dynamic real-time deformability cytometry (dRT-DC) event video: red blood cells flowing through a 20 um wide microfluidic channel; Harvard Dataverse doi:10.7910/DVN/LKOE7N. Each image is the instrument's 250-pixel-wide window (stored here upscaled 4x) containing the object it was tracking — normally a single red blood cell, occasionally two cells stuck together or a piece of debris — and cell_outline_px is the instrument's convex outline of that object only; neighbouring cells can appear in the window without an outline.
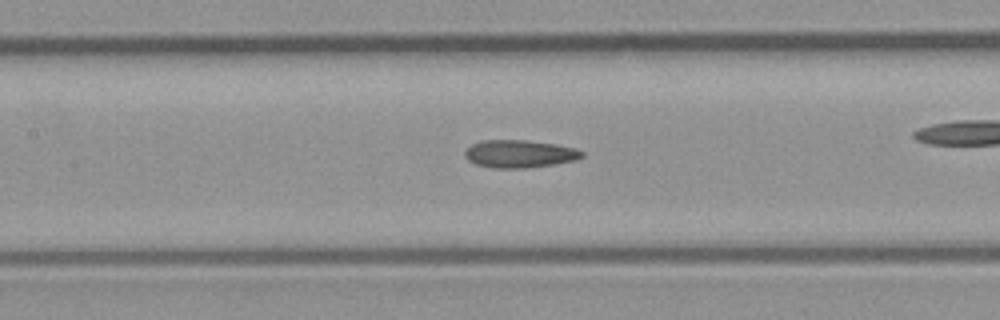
{"species": "common noctule bat (a hibernating species)", "species_latin": "Nyctalus noctula", "temperature_condition": "room temperature", "stored_images_in_passage": 40, "camera_frame_rate_fps": 3000, "um_per_image_px": 0.085, "animal": {"sex": "male", "body_mass_g": 23.1, "forearm_length_mm": 52.7}, "frame": {"image": 1, "passage_image": 23, "time_ms": 7.333, "image_size_px": [1000, 320], "cell_outline_px": [[584, 156], [576, 160], [552, 164], [524, 168], [492, 168], [476, 164], [468, 160], [464, 156], [464, 152], [472, 144], [484, 140], [524, 140], [556, 144], [576, 148], [584, 152]], "centroid_in_image_um": [44.16, 13.07], "position_along_channel_um": 163.2, "area_um2": 18.84}}
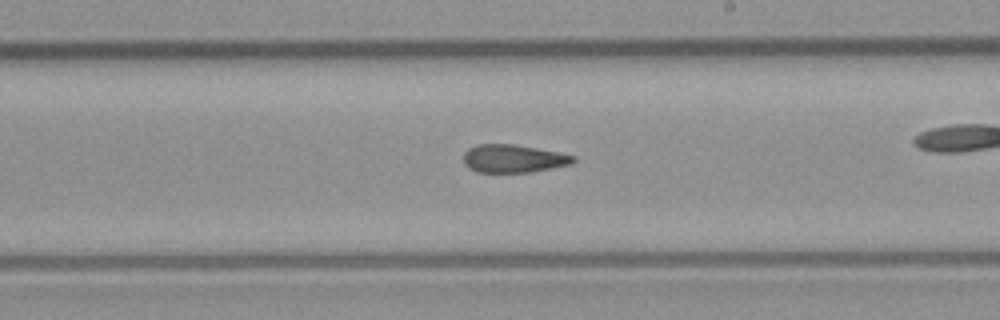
{"frame": {"image": 2, "passage_image": 29, "time_ms": 9.333, "image_size_px": [1000, 320], "cell_outline_px": [[576, 160], [572, 164], [552, 168], [528, 172], [476, 172], [468, 168], [464, 164], [464, 152], [468, 148], [476, 144], [512, 144], [536, 148], [576, 156]], "centroid_in_image_um": [43.61, 13.48], "position_along_channel_um": 245.4, "area_um2": 17.92}}